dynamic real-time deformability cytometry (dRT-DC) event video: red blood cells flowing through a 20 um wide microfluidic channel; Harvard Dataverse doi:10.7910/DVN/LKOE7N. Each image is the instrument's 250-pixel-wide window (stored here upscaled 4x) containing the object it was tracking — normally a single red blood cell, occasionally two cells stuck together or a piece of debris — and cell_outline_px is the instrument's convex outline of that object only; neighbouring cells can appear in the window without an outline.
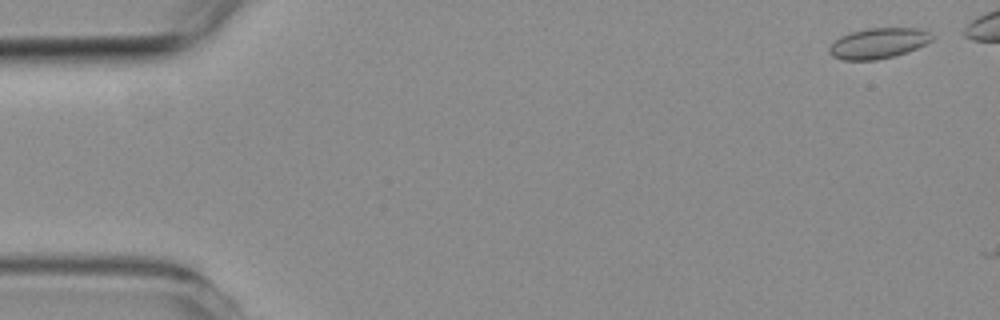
{"species": "common noctule bat (a hibernating species)", "species_latin": "Nyctalus noctula", "temperature_condition": "room temperature", "stored_images_in_passage": 5, "camera_frame_rate_fps": 3000, "um_per_image_px": 0.085, "animal": {"sex": "female", "body_mass_g": 19.3, "forearm_length_mm": 54.1}, "frame": {"image": 1, "passage_image": 1, "time_ms": 0.0, "image_size_px": [1000, 320], "cell_outline_px": [[936, 36], [932, 40], [916, 48], [892, 56], [876, 60], [844, 60], [832, 56], [828, 52], [828, 48], [840, 36], [852, 32], [868, 28], [920, 28]], "centroid_in_image_um": [74.65, 3.67], "position_along_channel_um": 10.3, "area_um2": 18.09}}